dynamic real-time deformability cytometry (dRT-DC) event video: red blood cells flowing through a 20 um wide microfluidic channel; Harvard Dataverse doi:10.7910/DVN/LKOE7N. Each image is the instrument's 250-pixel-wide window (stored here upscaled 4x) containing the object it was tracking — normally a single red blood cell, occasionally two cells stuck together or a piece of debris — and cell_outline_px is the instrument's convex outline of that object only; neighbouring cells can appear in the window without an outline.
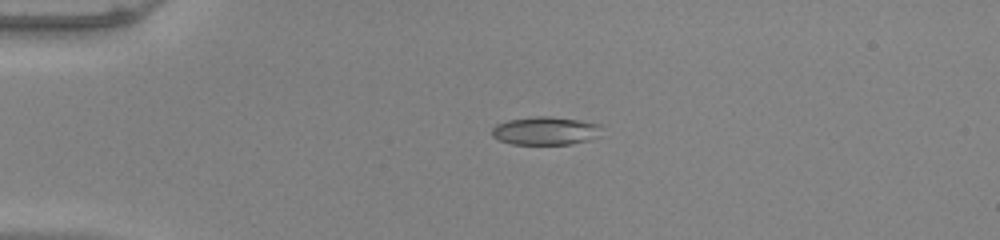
{"species": "common noctule bat (a hibernating species)", "species_latin": "Nyctalus noctula", "temperature_condition": "warm", "stored_images_in_passage": 40, "camera_frame_rate_fps": 3000, "um_per_image_px": 0.085, "animal": {"sex": "male", "body_mass_g": 20.0, "forearm_length_mm": 53.3}, "frame": {"image": 1, "passage_image": 1, "time_ms": 0.0, "image_size_px": [1000, 240], "cell_outline_px": [[600, 128], [596, 136], [588, 140], [572, 144], [512, 144], [500, 140], [492, 136], [492, 128], [496, 124], [508, 120], [536, 116], [548, 116], [580, 120], [600, 124]], "centroid_in_image_um": [46.32, 11.11], "position_along_channel_um": 38.7, "area_um2": 17.86}}
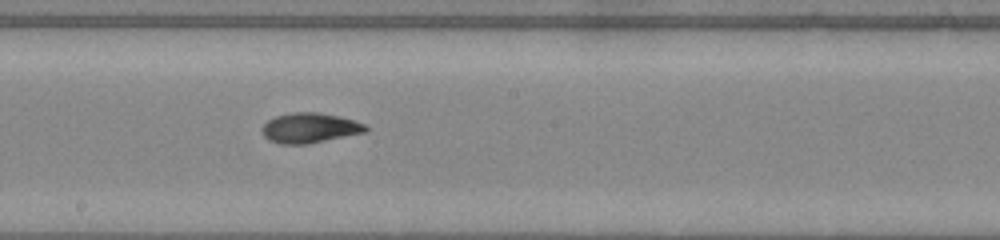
{"frame": {"image": 2, "passage_image": 18, "time_ms": 5.667, "image_size_px": [1000, 240], "cell_outline_px": [[368, 132], [308, 144], [280, 144], [268, 140], [264, 136], [260, 128], [268, 120], [276, 116], [292, 112], [316, 112], [340, 116], [364, 124], [368, 128]], "centroid_in_image_um": [26.32, 10.88], "position_along_channel_um": 221.9, "area_um2": 18.26}}
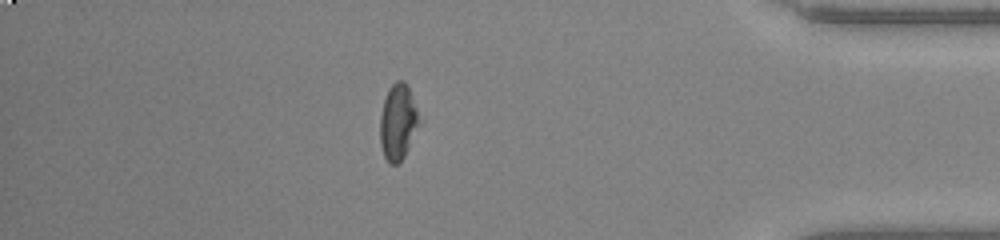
{"frame": {"image": 3, "passage_image": 34, "time_ms": 11.0, "image_size_px": [1000, 240], "cell_outline_px": [[424, 120], [404, 156], [396, 164], [388, 164], [384, 156], [380, 144], [380, 116], [384, 100], [388, 88], [396, 80], [404, 80], [408, 84]], "centroid_in_image_um": [33.89, 10.33], "position_along_channel_um": 401.3, "area_um2": 18.15}, "authors_computed_cell_mechanics": {"area_um2": 17.8602, "velocity_mm_per_s": 3.9968, "shape_relaxation_time_tau1_ms": 4.1439, "shape_relaxation_time_tau2_ms": 8.0493, "deformation_change_tau1": 0.1775, "deformation_change_tau2": 0.1215}}